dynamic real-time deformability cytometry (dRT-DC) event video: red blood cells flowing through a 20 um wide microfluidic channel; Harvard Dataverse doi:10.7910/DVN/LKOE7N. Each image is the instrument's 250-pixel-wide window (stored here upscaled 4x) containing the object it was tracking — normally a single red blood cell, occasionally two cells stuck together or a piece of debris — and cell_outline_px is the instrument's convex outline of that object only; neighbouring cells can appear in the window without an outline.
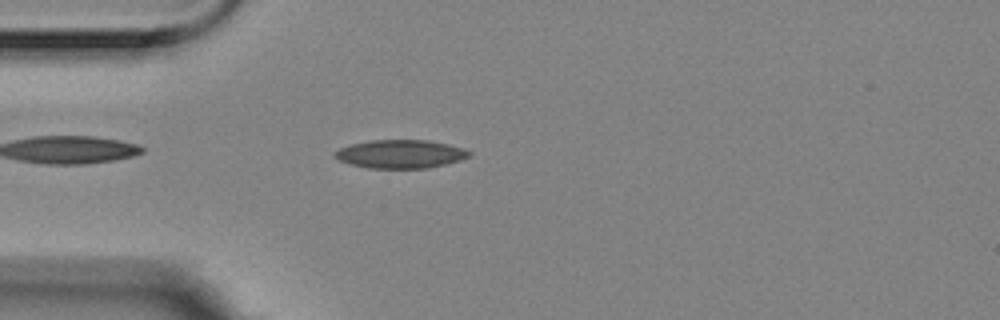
{"species": "Egyptian fruit bat (a non-hibernating species)", "species_latin": "Rousettus aegyptiacus", "temperature_condition": "room temperature", "stored_images_in_passage": 43, "camera_frame_rate_fps": 3000, "um_per_image_px": 0.085, "animal": {"sex": "female"}, "frame": {"image": 1, "passage_image": 2, "time_ms": 0.333, "image_size_px": [1000, 320], "cell_outline_px": [[472, 156], [460, 160], [428, 168], [368, 168], [352, 164], [340, 160], [336, 156], [336, 152], [340, 148], [352, 144], [372, 140], [428, 140], [448, 144], [464, 148], [472, 152]], "centroid_in_image_um": [34.12, 13.09], "position_along_channel_um": 50.9, "area_um2": 22.02}}
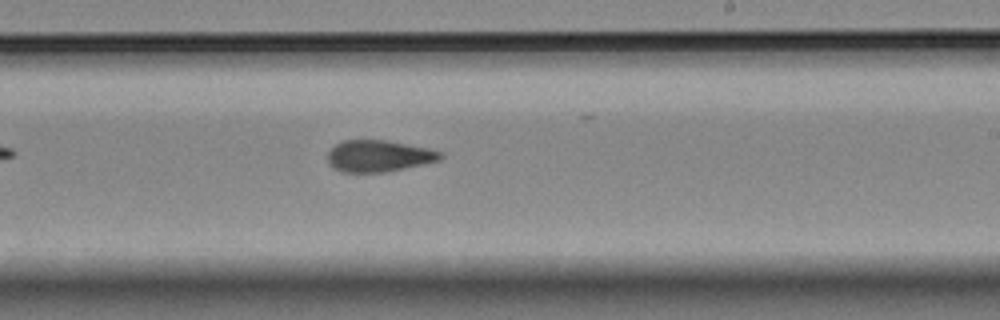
{"frame": {"image": 2, "passage_image": 20, "time_ms": 6.333, "image_size_px": [1000, 320], "cell_outline_px": [[444, 156], [440, 160], [424, 164], [384, 172], [344, 172], [336, 168], [328, 160], [328, 152], [340, 140], [388, 140], [428, 148], [440, 152]], "centroid_in_image_um": [32.22, 13.24], "position_along_channel_um": 256.8, "area_um2": 20.58}}
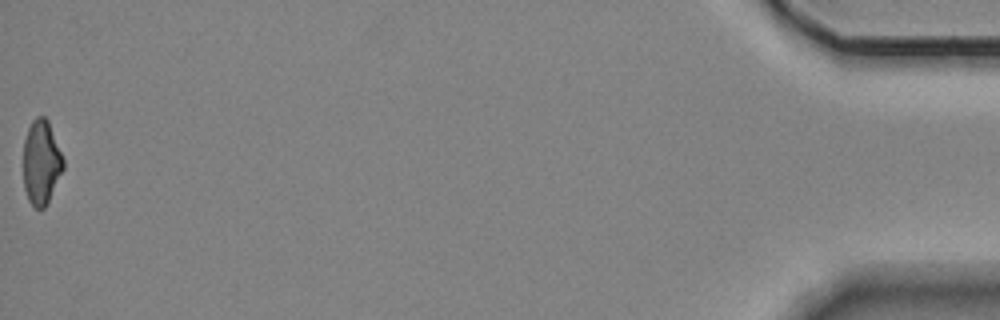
{"frame": {"image": 3, "passage_image": 43, "time_ms": 14.0, "image_size_px": [1000, 320], "cell_outline_px": [[64, 168], [44, 208], [36, 208], [28, 200], [24, 188], [24, 140], [28, 128], [32, 120], [36, 116], [44, 116], [48, 120], [64, 160]], "centroid_in_image_um": [3.5, 13.77], "position_along_channel_um": 431.7, "area_um2": 19.42}, "authors_computed_cell_mechanics": {"area_um2": 21.097, "velocity_mm_per_s": 3.5522, "shape_relaxation_time_tau1_ms": null, "shape_relaxation_time_tau2_ms": 6.3994, "deformation_change_tau1": null, "deformation_change_tau2": 0.1444}}